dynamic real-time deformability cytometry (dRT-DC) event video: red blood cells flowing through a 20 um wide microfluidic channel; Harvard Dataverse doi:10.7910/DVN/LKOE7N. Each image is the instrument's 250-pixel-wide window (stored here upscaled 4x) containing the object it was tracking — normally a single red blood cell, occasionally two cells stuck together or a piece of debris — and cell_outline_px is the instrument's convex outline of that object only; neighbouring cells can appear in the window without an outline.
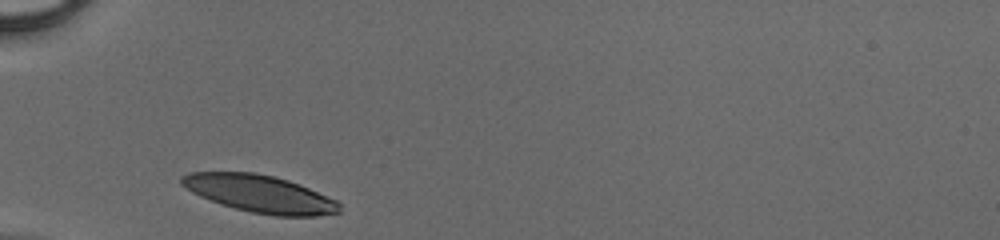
{"species": "human", "species_latin": "Homo sapiens", "temperature_condition": "cold", "stored_images_in_passage": 25, "camera_frame_rate_fps": 3000, "um_per_image_px": 0.085, "donor": {"sex": "male"}, "frame": {"image": 1, "passage_image": 1, "time_ms": 0.0, "image_size_px": [1000, 240], "cell_outline_px": [[340, 212], [316, 216], [272, 216], [252, 212], [220, 204], [200, 196], [192, 192], [180, 184], [180, 176], [188, 172], [252, 172], [272, 176], [288, 180], [308, 188], [336, 200], [340, 204]], "centroid_in_image_um": [22.05, 16.47], "position_along_channel_um": 62.9, "area_um2": 34.22}}
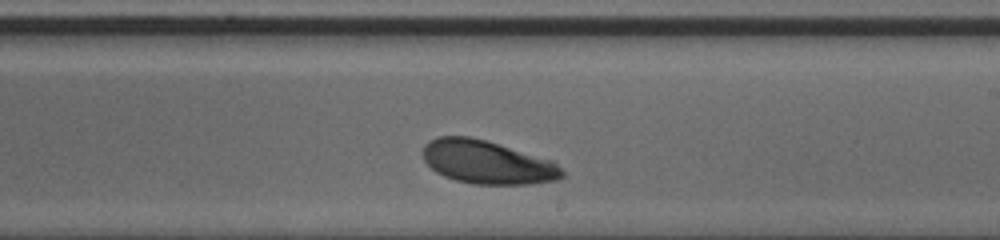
{"frame": {"image": 2, "passage_image": 15, "time_ms": 4.667, "image_size_px": [1000, 240], "cell_outline_px": [[564, 176], [560, 180], [532, 184], [472, 184], [456, 180], [444, 176], [436, 172], [424, 160], [424, 144], [428, 140], [436, 136], [468, 136], [484, 140], [552, 160], [564, 172]], "centroid_in_image_um": [41.42, 13.79], "position_along_channel_um": 247.6, "area_um2": 35.08}}
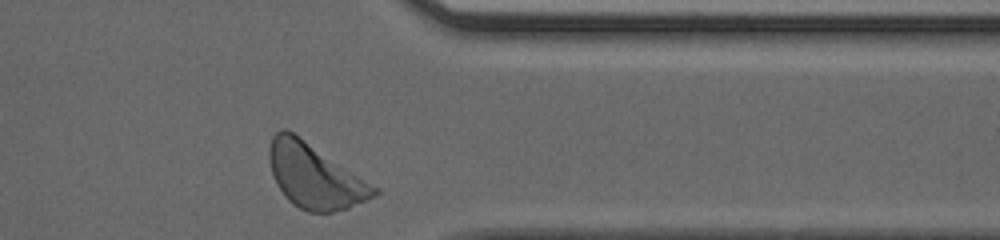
{"frame": {"image": 3, "passage_image": 25, "time_ms": 8.0, "image_size_px": [1000, 240], "cell_outline_px": [[380, 192], [376, 196], [348, 208], [332, 212], [308, 212], [292, 204], [284, 196], [276, 184], [268, 160], [268, 148], [272, 136], [280, 128], [288, 128], [380, 188]], "centroid_in_image_um": [26.75, 14.94], "position_along_channel_um": 384.7, "area_um2": 39.88}}